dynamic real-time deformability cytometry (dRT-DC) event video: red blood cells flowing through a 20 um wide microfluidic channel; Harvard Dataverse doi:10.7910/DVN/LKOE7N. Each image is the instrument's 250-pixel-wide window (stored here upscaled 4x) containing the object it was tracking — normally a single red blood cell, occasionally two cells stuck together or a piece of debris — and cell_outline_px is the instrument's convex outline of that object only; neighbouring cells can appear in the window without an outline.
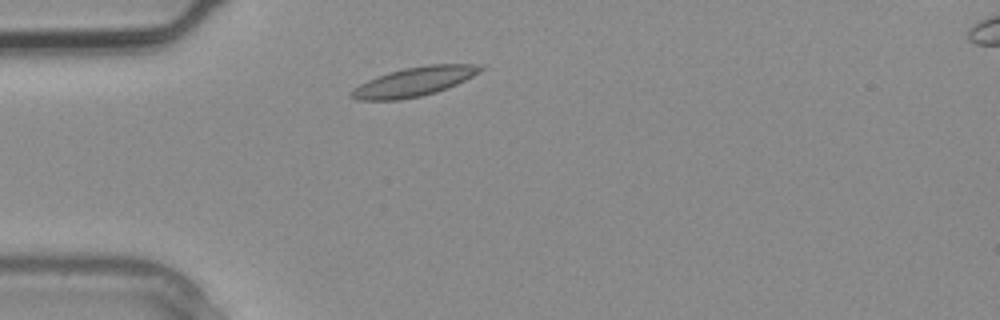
{"species": "common noctule bat (a hibernating species)", "species_latin": "Nyctalus noctula", "temperature_condition": "warm", "stored_images_in_passage": 2, "camera_frame_rate_fps": 3000, "um_per_image_px": 0.085, "animal": {"sex": "male", "body_mass_g": 20.4}, "frame": {"image": 1, "passage_image": 1, "time_ms": 0.0, "image_size_px": [1000, 320], "cell_outline_px": [[484, 68], [480, 72], [448, 88], [436, 92], [420, 96], [400, 100], [356, 100], [348, 96], [348, 92], [360, 84], [376, 76], [404, 68], [428, 64], [484, 64]], "centroid_in_image_um": [35.18, 6.94], "position_along_channel_um": 49.8, "area_um2": 22.02}}